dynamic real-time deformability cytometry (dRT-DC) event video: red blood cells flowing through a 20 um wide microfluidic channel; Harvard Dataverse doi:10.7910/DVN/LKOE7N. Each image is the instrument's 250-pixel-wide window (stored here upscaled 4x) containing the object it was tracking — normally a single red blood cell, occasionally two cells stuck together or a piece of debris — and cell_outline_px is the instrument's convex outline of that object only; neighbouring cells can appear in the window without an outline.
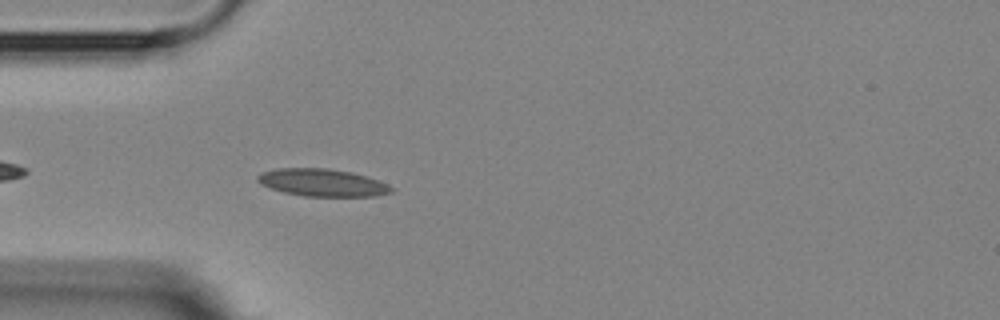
{"species": "Egyptian fruit bat (a non-hibernating species)", "species_latin": "Rousettus aegyptiacus", "temperature_condition": "room temperature", "stored_images_in_passage": 3, "camera_frame_rate_fps": 3000, "um_per_image_px": 0.085, "animal": {"sex": "female"}, "frame": {"image": 1, "passage_image": 3, "time_ms": 3.333, "image_size_px": [1000, 320], "cell_outline_px": [[392, 192], [376, 196], [304, 196], [284, 192], [260, 184], [256, 180], [256, 176], [260, 172], [276, 168], [328, 168], [352, 172], [388, 184], [392, 188]], "centroid_in_image_um": [27.35, 15.51], "position_along_channel_um": 57.7, "area_um2": 21.33}}